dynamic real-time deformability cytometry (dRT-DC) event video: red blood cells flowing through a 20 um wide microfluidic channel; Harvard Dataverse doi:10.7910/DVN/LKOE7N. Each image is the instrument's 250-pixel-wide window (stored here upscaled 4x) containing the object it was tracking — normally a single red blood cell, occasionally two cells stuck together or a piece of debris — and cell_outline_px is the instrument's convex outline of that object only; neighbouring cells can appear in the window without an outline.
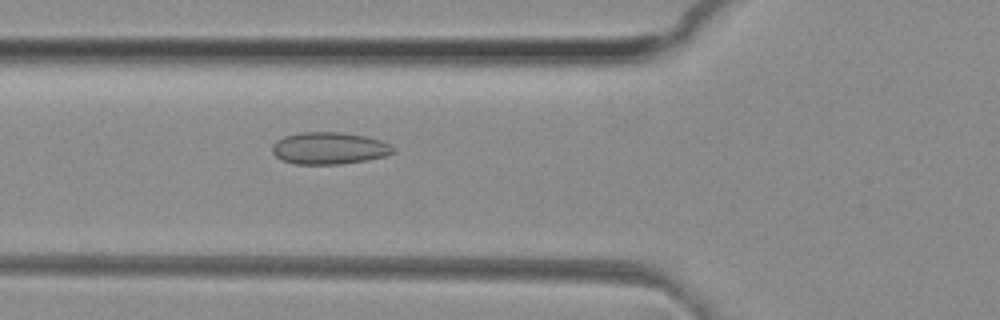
{"species": "common noctule bat (a hibernating species)", "species_latin": "Nyctalus noctula", "temperature_condition": "room temperature", "stored_images_in_passage": 38, "camera_frame_rate_fps": 3000, "um_per_image_px": 0.085, "animal": {"sex": "female", "body_mass_g": 29.2, "forearm_length_mm": 56.3}, "frame": {"image": 1, "passage_image": 6, "time_ms": 1.667, "image_size_px": [1000, 320], "cell_outline_px": [[396, 152], [384, 156], [368, 160], [340, 164], [296, 164], [280, 160], [272, 152], [272, 144], [276, 140], [284, 136], [300, 132], [340, 132], [364, 136], [380, 140], [396, 148]], "centroid_in_image_um": [27.96, 12.6], "position_along_channel_um": 97.8, "area_um2": 22.72}}
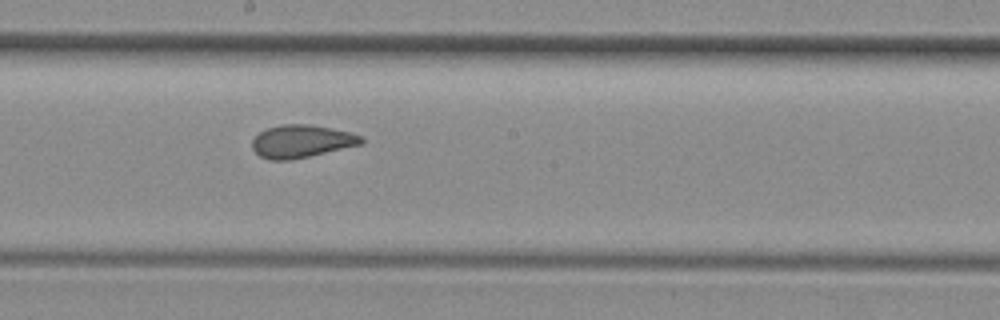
{"frame": {"image": 2, "passage_image": 15, "time_ms": 4.667, "image_size_px": [1000, 320], "cell_outline_px": [[364, 144], [292, 160], [268, 160], [260, 156], [252, 148], [252, 140], [260, 132], [268, 128], [280, 124], [308, 124], [332, 128], [348, 132], [360, 136], [364, 140]], "centroid_in_image_um": [25.63, 12.02], "position_along_channel_um": 222.6, "area_um2": 20.87}}
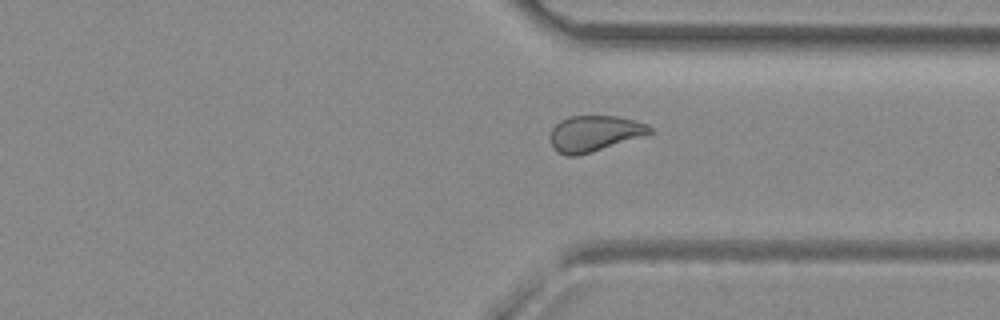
{"frame": {"image": 3, "passage_image": 25, "time_ms": 8.0, "image_size_px": [1000, 320], "cell_outline_px": [[656, 132], [592, 152], [576, 156], [568, 156], [552, 148], [552, 128], [560, 120], [568, 116], [616, 116], [648, 124]], "centroid_in_image_um": [50.56, 11.34], "position_along_channel_um": 360.8, "area_um2": 20.69}, "authors_computed_cell_mechanics": {"area_um2": 21.1259, "velocity_mm_per_s": 4.157, "shape_relaxation_time_tau1_ms": null, "shape_relaxation_time_tau2_ms": 1.6513, "deformation_change_tau1": null, "deformation_change_tau2": 0.069}}